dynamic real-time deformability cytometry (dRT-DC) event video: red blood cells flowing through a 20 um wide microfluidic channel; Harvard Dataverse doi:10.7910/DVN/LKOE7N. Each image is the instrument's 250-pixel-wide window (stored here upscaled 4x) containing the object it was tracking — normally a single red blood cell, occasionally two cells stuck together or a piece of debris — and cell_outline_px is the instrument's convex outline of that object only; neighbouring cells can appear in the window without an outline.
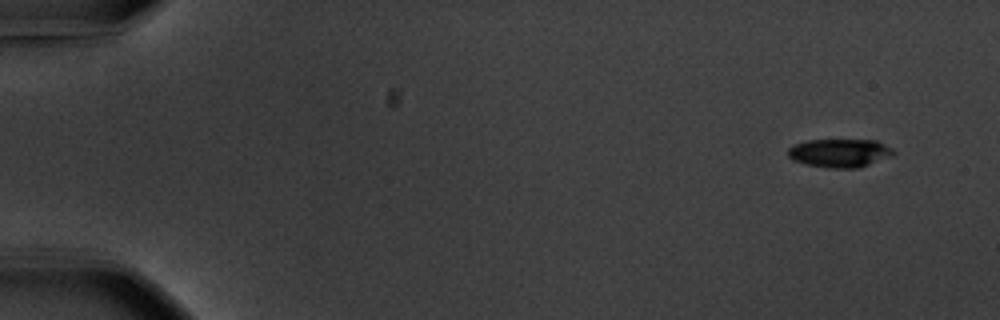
{"species": "common noctule bat (a hibernating species)", "species_latin": "Nyctalus noctula", "temperature_condition": "warm", "stored_images_in_passage": 12, "camera_frame_rate_fps": 3000, "um_per_image_px": 0.085, "animal": {"sex": "male", "body_mass_g": 20.1, "forearm_length_mm": 53.5}, "frame": {"image": 1, "passage_image": 1, "time_ms": 0.0, "image_size_px": [1000, 320], "cell_outline_px": [[896, 152], [892, 156], [860, 168], [828, 168], [804, 164], [792, 160], [788, 156], [788, 148], [796, 144], [808, 140], [876, 140], [892, 148]], "centroid_in_image_um": [71.39, 13.02], "position_along_channel_um": 13.6, "area_um2": 17.63}}